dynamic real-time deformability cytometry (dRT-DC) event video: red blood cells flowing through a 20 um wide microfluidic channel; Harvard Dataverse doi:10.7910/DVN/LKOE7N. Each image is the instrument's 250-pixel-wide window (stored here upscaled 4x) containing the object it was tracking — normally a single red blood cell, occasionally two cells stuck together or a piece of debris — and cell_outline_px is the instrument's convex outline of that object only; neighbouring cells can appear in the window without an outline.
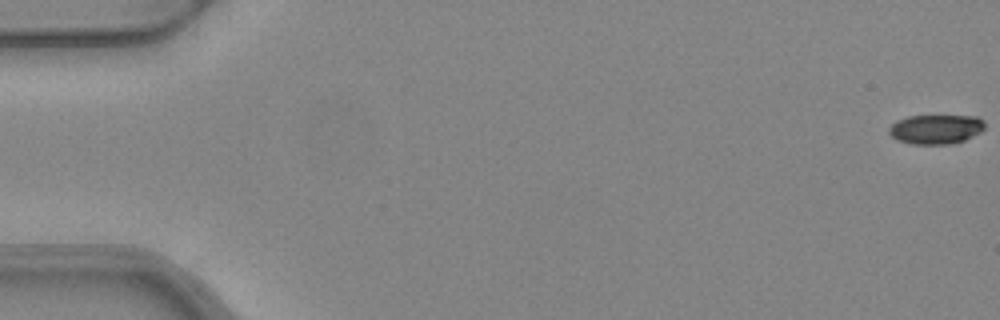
{"species": "common noctule bat (a hibernating species)", "species_latin": "Nyctalus noctula", "temperature_condition": "warm", "stored_images_in_passage": 6, "camera_frame_rate_fps": 3000, "um_per_image_px": 0.085, "animal": {"sex": "female", "body_mass_g": 24.6, "forearm_length_mm": 56.2}, "frame": {"image": 1, "passage_image": 1, "time_ms": 0.0, "image_size_px": [1000, 320], "cell_outline_px": [[984, 128], [980, 132], [964, 140], [952, 144], [912, 144], [896, 140], [888, 132], [888, 128], [896, 120], [908, 116], [976, 116], [984, 120]], "centroid_in_image_um": [79.52, 10.98], "position_along_channel_um": 5.5, "area_um2": 16.47}}
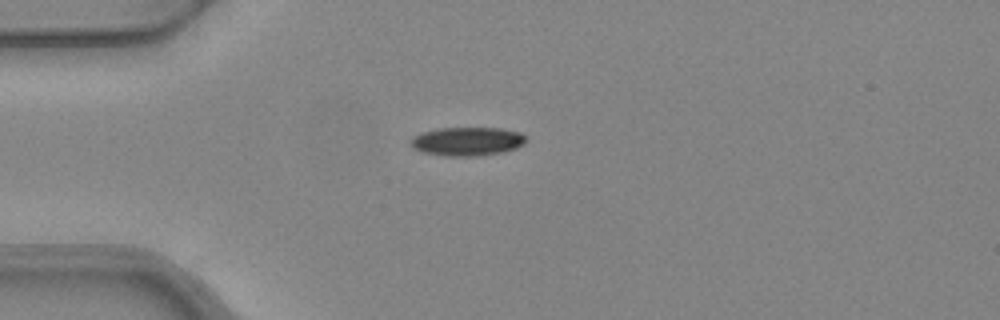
{"frame": {"image": 2, "passage_image": 5, "time_ms": 1.333, "image_size_px": [1000, 320], "cell_outline_px": [[524, 144], [516, 148], [500, 152], [476, 156], [444, 156], [424, 152], [412, 148], [412, 136], [424, 132], [440, 128], [500, 128], [520, 132], [524, 136]], "centroid_in_image_um": [39.7, 12.02], "position_along_channel_um": 45.3, "area_um2": 19.02}}
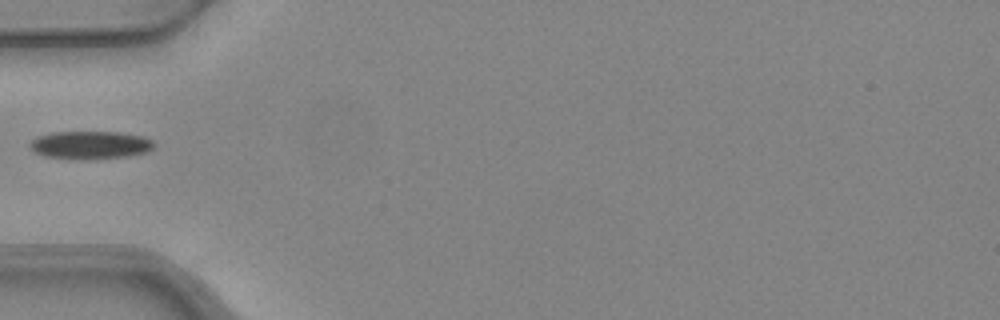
{"frame": {"image": 3, "passage_image": 6, "time_ms": 1.667, "image_size_px": [1000, 320], "cell_outline_px": [[156, 144], [148, 152], [128, 156], [44, 156], [36, 152], [28, 144], [36, 136], [52, 132], [120, 132], [144, 136], [152, 140]], "centroid_in_image_um": [7.73, 12.26], "position_along_channel_um": 77.3, "area_um2": 19.19}}